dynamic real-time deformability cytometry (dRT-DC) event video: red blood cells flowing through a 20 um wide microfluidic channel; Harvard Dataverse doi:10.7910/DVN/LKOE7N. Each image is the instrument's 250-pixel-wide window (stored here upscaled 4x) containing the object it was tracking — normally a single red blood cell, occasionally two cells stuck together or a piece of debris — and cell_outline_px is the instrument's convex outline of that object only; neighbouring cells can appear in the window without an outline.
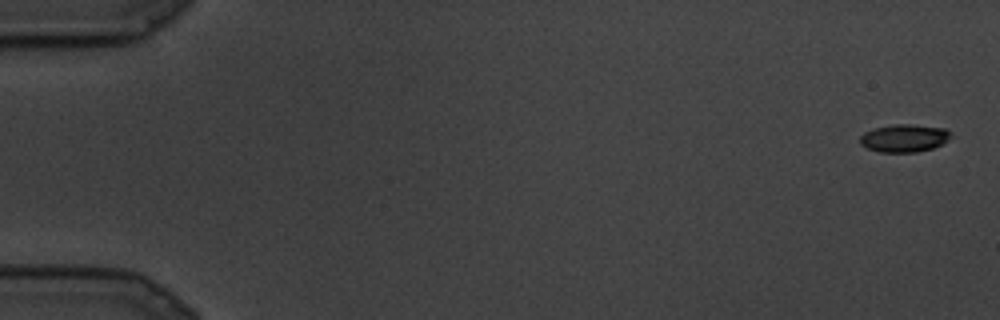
{"species": "common noctule bat (a hibernating species)", "species_latin": "Nyctalus noctula", "temperature_condition": "cold", "stored_images_in_passage": 19, "segment_of_instrument_passage": [1, 2], "camera_frame_rate_fps": 3000, "um_per_image_px": 0.085, "animal": {"sex": "male", "body_mass_g": 19.5, "forearm_length_mm": 54.6}, "frame": {"image": 1, "passage_image": 1, "time_ms": 0.0, "image_size_px": [1000, 320], "cell_outline_px": [[952, 136], [948, 140], [932, 148], [916, 152], [880, 152], [868, 148], [860, 144], [860, 136], [864, 132], [872, 128], [896, 124], [908, 124], [944, 128], [952, 132]], "centroid_in_image_um": [76.85, 11.73], "position_along_channel_um": 8.2, "area_um2": 14.68}}
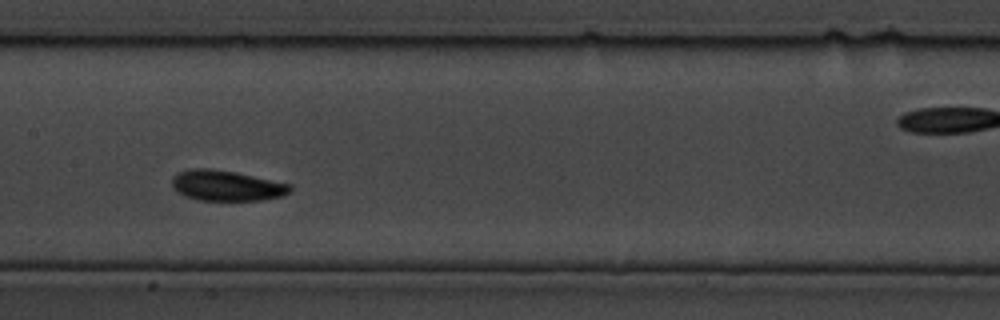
{"frame": {"image": 2, "passage_image": 15, "time_ms": 4.667, "image_size_px": [1000, 320], "cell_outline_px": [[292, 192], [280, 196], [260, 200], [200, 200], [184, 196], [176, 192], [172, 184], [172, 176], [180, 172], [192, 168], [212, 168], [236, 172], [292, 184]], "centroid_in_image_um": [19.26, 15.77], "position_along_channel_um": 188.1, "area_um2": 21.1}}
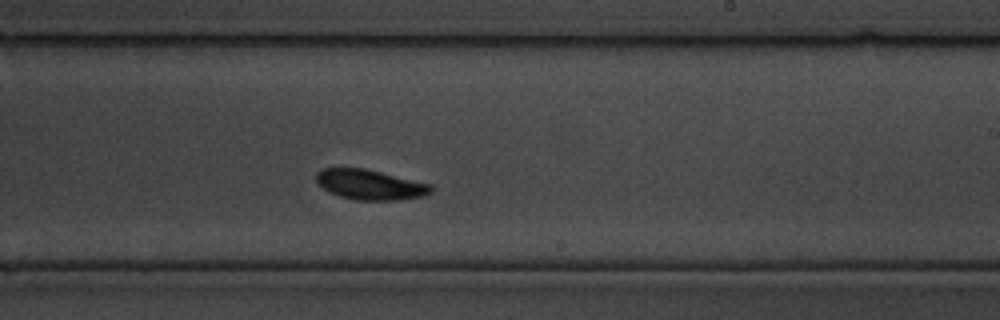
{"frame": {"image": 3, "passage_image": 18, "time_ms": 5.667, "image_size_px": [1000, 320], "cell_outline_px": [[432, 192], [424, 196], [396, 200], [360, 200], [340, 196], [328, 192], [316, 180], [316, 172], [320, 168], [364, 168], [432, 184]], "centroid_in_image_um": [31.46, 15.69], "position_along_channel_um": 257.5, "area_um2": 20.06}}